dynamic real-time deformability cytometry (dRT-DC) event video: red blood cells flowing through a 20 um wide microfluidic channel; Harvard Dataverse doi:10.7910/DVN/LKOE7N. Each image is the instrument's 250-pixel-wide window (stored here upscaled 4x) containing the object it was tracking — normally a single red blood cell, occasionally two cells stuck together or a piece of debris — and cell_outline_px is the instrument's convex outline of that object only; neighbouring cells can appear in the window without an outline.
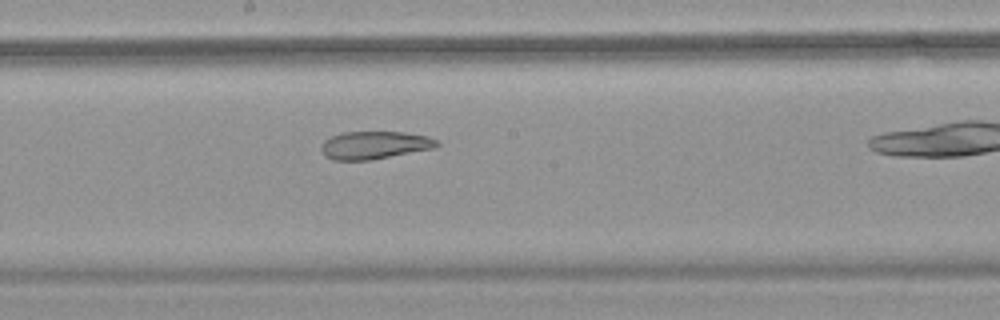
{"species": "common noctule bat (a hibernating species)", "species_latin": "Nyctalus noctula", "temperature_condition": "warm", "stored_images_in_passage": 33, "camera_frame_rate_fps": 3000, "um_per_image_px": 0.085, "animal": {"sex": "female", "body_mass_g": 18.4}, "frame": {"image": 1, "passage_image": 19, "time_ms": 6.0, "image_size_px": [1000, 320], "cell_outline_px": [[440, 144], [436, 148], [372, 160], [332, 160], [324, 156], [320, 148], [324, 140], [332, 136], [344, 132], [404, 132], [428, 136], [436, 140]], "centroid_in_image_um": [31.84, 12.34], "position_along_channel_um": 216.4, "area_um2": 18.9}}